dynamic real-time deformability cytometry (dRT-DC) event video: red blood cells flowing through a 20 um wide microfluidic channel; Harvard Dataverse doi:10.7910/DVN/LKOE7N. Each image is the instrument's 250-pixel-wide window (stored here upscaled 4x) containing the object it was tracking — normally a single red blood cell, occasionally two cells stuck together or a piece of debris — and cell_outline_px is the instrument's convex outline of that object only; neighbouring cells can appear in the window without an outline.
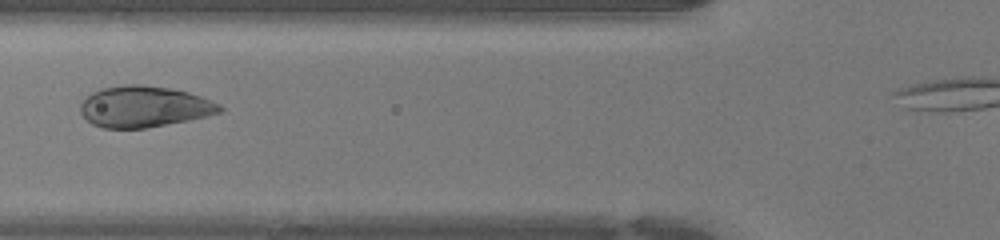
{"species": "human", "species_latin": "Homo sapiens", "temperature_condition": "warm", "stored_images_in_passage": 32, "camera_frame_rate_fps": 3000, "um_per_image_px": 0.085, "donor": {"sex": "female"}, "frame": {"image": 1, "passage_image": 9, "time_ms": 2.667, "image_size_px": [1000, 240], "cell_outline_px": [[224, 108], [220, 112], [208, 116], [188, 120], [144, 128], [104, 128], [92, 124], [80, 112], [80, 104], [92, 92], [100, 88], [124, 84], [144, 84], [168, 88], [188, 92], [200, 96], [220, 104]], "centroid_in_image_um": [12.24, 9.05], "position_along_channel_um": 113.6, "area_um2": 33.35}}
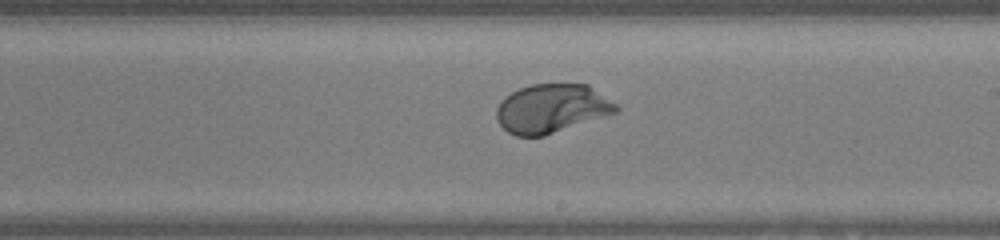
{"frame": {"image": 2, "passage_image": 18, "time_ms": 5.667, "image_size_px": [1000, 240], "cell_outline_px": [[620, 108], [616, 112], [544, 136], [516, 136], [508, 132], [496, 120], [496, 108], [500, 100], [504, 96], [520, 88], [532, 84], [588, 84], [616, 104]], "centroid_in_image_um": [46.85, 9.22], "position_along_channel_um": 242.2, "area_um2": 33.87}}
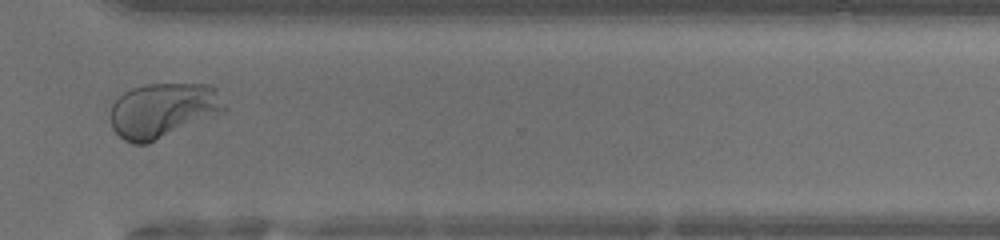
{"frame": {"image": 3, "passage_image": 26, "time_ms": 8.333, "image_size_px": [1000, 240], "cell_outline_px": [[228, 108], [224, 112], [148, 144], [132, 144], [124, 140], [112, 128], [112, 104], [124, 92], [132, 88], [148, 84], [212, 84], [216, 88]], "centroid_in_image_um": [13.9, 9.37], "position_along_channel_um": 356.7, "area_um2": 36.47}}